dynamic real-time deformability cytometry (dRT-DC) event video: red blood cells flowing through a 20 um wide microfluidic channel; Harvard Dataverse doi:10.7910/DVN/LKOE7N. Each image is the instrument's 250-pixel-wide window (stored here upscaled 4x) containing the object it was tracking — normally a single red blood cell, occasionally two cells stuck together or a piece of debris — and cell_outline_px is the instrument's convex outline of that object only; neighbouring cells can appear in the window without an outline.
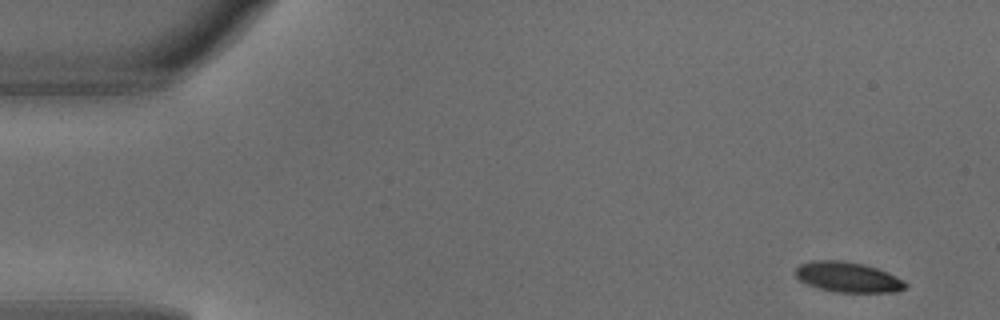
{"species": "common noctule bat (a hibernating species)", "species_latin": "Nyctalus noctula", "temperature_condition": "warm", "stored_images_in_passage": 4, "camera_frame_rate_fps": 3000, "um_per_image_px": 0.085, "animal": {"sex": "male", "body_mass_g": 18.8}, "frame": {"image": 1, "passage_image": 1, "time_ms": 0.0, "image_size_px": [1000, 320], "cell_outline_px": [[908, 284], [904, 288], [896, 292], [836, 292], [820, 288], [808, 284], [800, 280], [796, 276], [796, 268], [800, 264], [812, 260], [844, 260], [864, 264], [888, 272], [904, 280]], "centroid_in_image_um": [72.09, 23.54], "position_along_channel_um": 12.9, "area_um2": 19.36}}
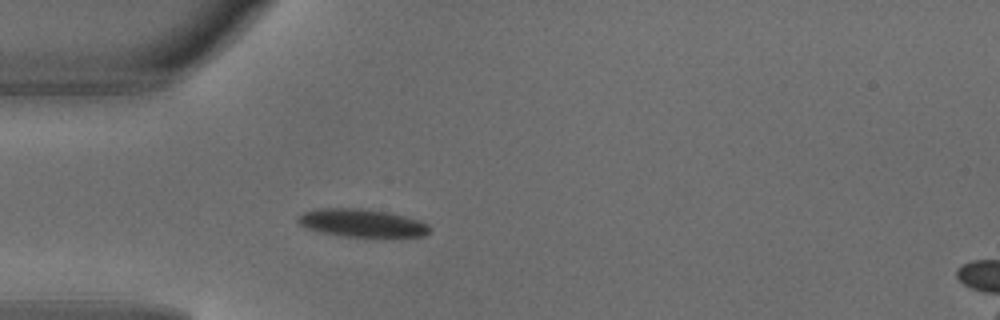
{"frame": {"image": 2, "passage_image": 4, "time_ms": 1.0, "image_size_px": [1000, 320], "cell_outline_px": [[428, 232], [424, 236], [344, 236], [320, 232], [308, 228], [300, 224], [296, 220], [296, 216], [304, 212], [320, 208], [364, 208], [388, 212], [420, 220], [428, 224]], "centroid_in_image_um": [30.72, 18.93], "position_along_channel_um": 54.3, "area_um2": 21.21}}